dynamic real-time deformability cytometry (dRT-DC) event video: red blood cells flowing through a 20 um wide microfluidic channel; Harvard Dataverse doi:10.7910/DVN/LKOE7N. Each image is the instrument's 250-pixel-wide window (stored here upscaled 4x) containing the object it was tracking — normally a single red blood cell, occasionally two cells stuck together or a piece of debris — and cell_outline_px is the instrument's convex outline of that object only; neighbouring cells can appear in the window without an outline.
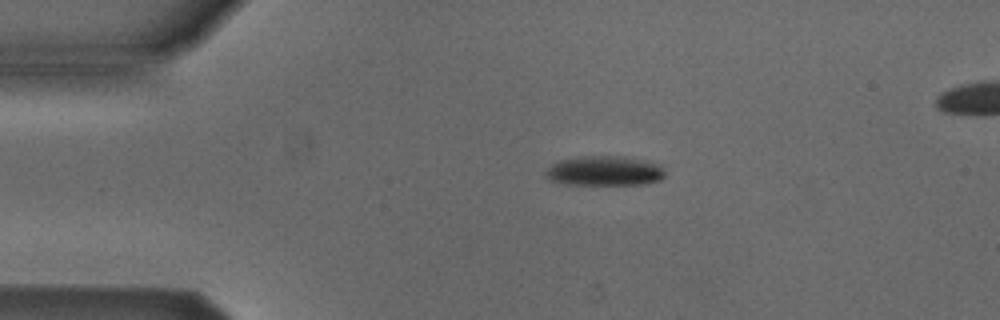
{"species": "Egyptian fruit bat (a non-hibernating species)", "species_latin": "Rousettus aegyptiacus", "temperature_condition": "cold", "stored_images_in_passage": 43, "camera_frame_rate_fps": 3000, "um_per_image_px": 0.085, "animal": {"sex": "male"}, "frame": {"image": 1, "passage_image": 1, "time_ms": 0.0, "image_size_px": [1000, 320], "cell_outline_px": [[664, 176], [660, 180], [644, 184], [568, 184], [548, 180], [544, 176], [544, 172], [552, 164], [560, 160], [580, 156], [620, 156], [660, 164], [664, 172]], "centroid_in_image_um": [51.34, 14.53], "position_along_channel_um": 33.7, "area_um2": 20.58}}
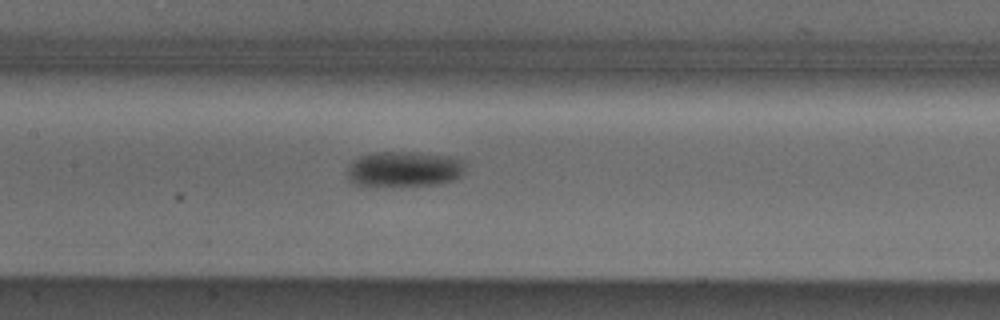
{"frame": {"image": 2, "passage_image": 15, "time_ms": 4.667, "image_size_px": [1000, 320], "cell_outline_px": [[464, 172], [456, 180], [440, 184], [392, 188], [376, 188], [352, 184], [348, 180], [348, 168], [360, 156], [376, 152], [416, 152], [444, 156], [460, 160], [464, 164]], "centroid_in_image_um": [34.31, 14.44], "position_along_channel_um": 173.1, "area_um2": 25.09}}
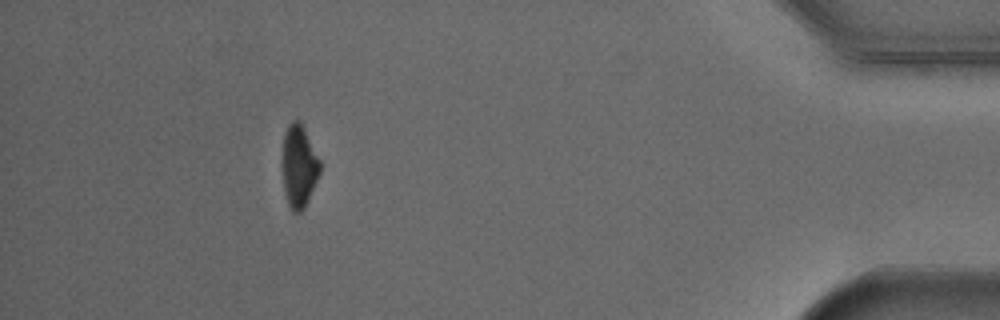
{"frame": {"image": 3, "passage_image": 38, "time_ms": 12.333, "image_size_px": [1000, 320], "cell_outline_px": [[320, 172], [308, 200], [304, 208], [300, 212], [292, 212], [288, 204], [284, 192], [284, 132], [288, 124], [292, 120], [296, 120], [304, 128], [320, 160]], "centroid_in_image_um": [25.43, 14.15], "position_along_channel_um": 409.8, "area_um2": 17.57}, "authors_computed_cell_mechanics": {"area_um2": 22.3108, "velocity_mm_per_s": 3.8755, "shape_relaxation_time_tau1_ms": 2.7138, "shape_relaxation_time_tau2_ms": null, "deformation_change_tau1": 0.0952, "deformation_change_tau2": null}}